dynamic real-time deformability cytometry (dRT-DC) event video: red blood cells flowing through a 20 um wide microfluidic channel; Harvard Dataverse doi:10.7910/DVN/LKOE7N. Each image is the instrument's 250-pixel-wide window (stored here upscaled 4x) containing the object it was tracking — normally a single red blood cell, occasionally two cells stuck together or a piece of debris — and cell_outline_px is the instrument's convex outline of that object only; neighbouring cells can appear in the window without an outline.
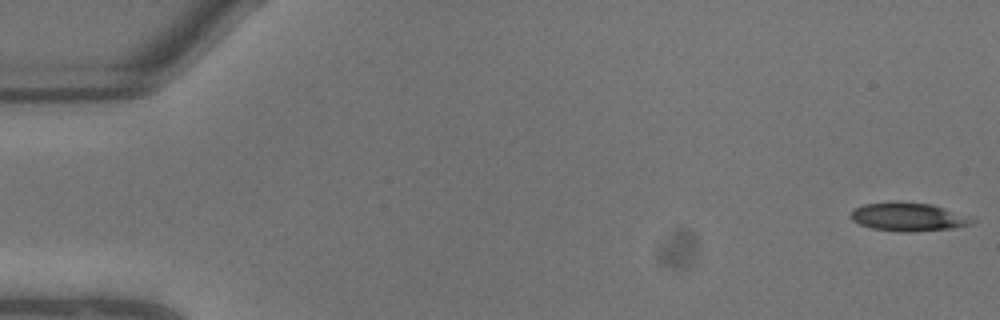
{"species": "common noctule bat (a hibernating species)", "species_latin": "Nyctalus noctula", "temperature_condition": "warm", "stored_images_in_passage": 10, "camera_frame_rate_fps": 3000, "um_per_image_px": 0.085, "animal": {"sex": "male", "body_mass_g": 13.3}, "frame": {"image": 1, "passage_image": 1, "time_ms": 0.0, "image_size_px": [1000, 320], "cell_outline_px": [[976, 220], [972, 224], [952, 228], [912, 232], [896, 232], [872, 228], [860, 224], [852, 220], [848, 216], [852, 208], [864, 204], [896, 200], [932, 204], [944, 208]], "centroid_in_image_um": [77.11, 18.42], "position_along_channel_um": 7.9, "area_um2": 20.4}}
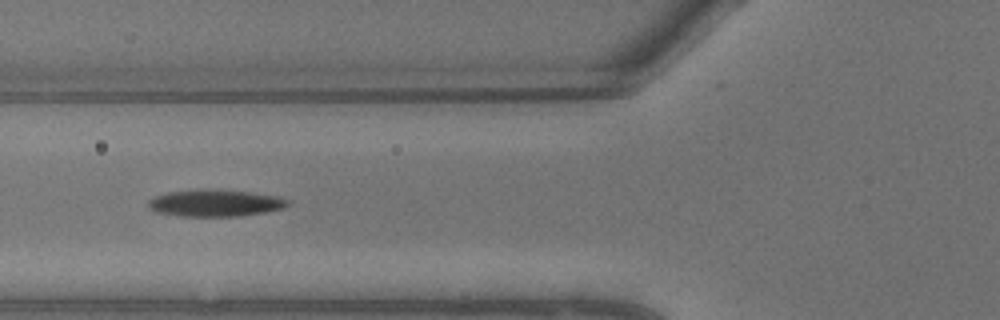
{"frame": {"image": 2, "passage_image": 9, "time_ms": 2.667, "image_size_px": [1000, 320], "cell_outline_px": [[292, 204], [284, 208], [264, 212], [240, 216], [180, 216], [156, 212], [148, 208], [148, 200], [156, 196], [168, 192], [200, 188], [248, 192], [276, 196], [292, 200]], "centroid_in_image_um": [18.3, 17.25], "position_along_channel_um": 107.5, "area_um2": 22.02}}
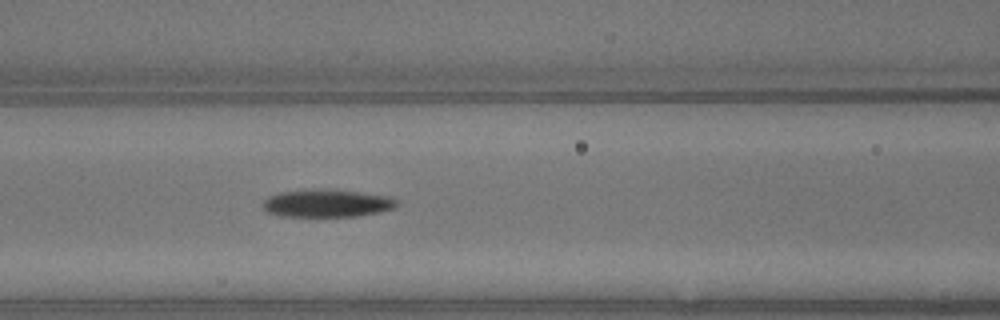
{"frame": {"image": 3, "passage_image": 10, "time_ms": 3.0, "image_size_px": [1000, 320], "cell_outline_px": [[400, 204], [396, 208], [380, 212], [356, 216], [280, 216], [268, 212], [260, 204], [268, 196], [280, 192], [308, 188], [336, 188], [392, 196], [400, 200]], "centroid_in_image_um": [27.86, 17.24], "position_along_channel_um": 138.7, "area_um2": 22.54}}